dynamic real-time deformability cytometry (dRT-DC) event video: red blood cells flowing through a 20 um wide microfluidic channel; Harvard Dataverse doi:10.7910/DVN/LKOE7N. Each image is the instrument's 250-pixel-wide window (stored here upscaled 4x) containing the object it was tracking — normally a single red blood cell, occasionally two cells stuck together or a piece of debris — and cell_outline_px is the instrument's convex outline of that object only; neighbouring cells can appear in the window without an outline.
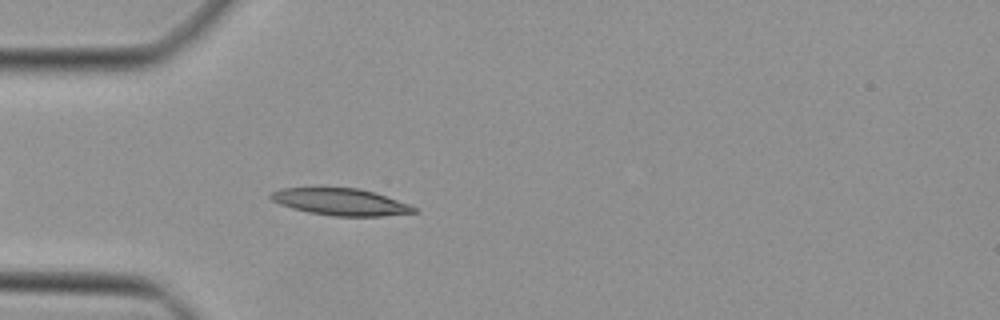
{"species": "Egyptian fruit bat (a non-hibernating species)", "species_latin": "Rousettus aegyptiacus", "temperature_condition": "cold", "stored_images_in_passage": 37, "camera_frame_rate_fps": 3000, "um_per_image_px": 0.085, "animal": {"sex": "female"}, "frame": {"image": 1, "passage_image": 4, "time_ms": 1.0, "image_size_px": [1000, 320], "cell_outline_px": [[416, 212], [380, 216], [332, 216], [308, 212], [292, 208], [280, 204], [272, 200], [268, 196], [272, 192], [280, 188], [360, 188], [412, 204], [416, 208]], "centroid_in_image_um": [28.96, 17.16], "position_along_channel_um": 56.0, "area_um2": 22.37}}
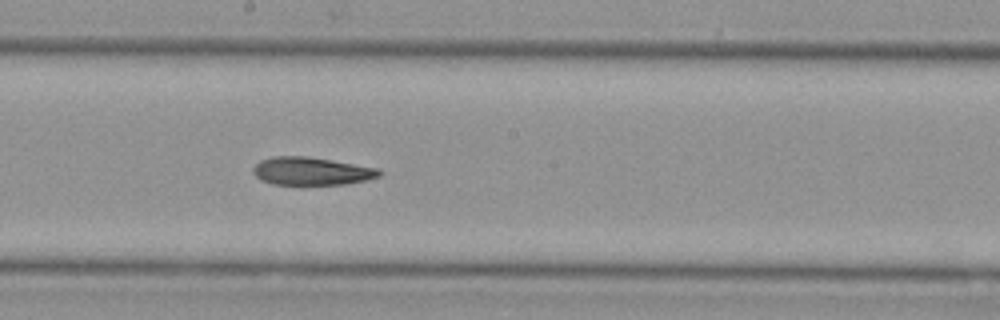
{"frame": {"image": 2, "passage_image": 16, "time_ms": 5.0, "image_size_px": [1000, 320], "cell_outline_px": [[380, 176], [368, 180], [348, 184], [272, 184], [260, 180], [252, 172], [252, 168], [260, 160], [272, 156], [308, 156], [376, 168], [380, 172]], "centroid_in_image_um": [26.43, 14.55], "position_along_channel_um": 221.8, "area_um2": 20.46}}
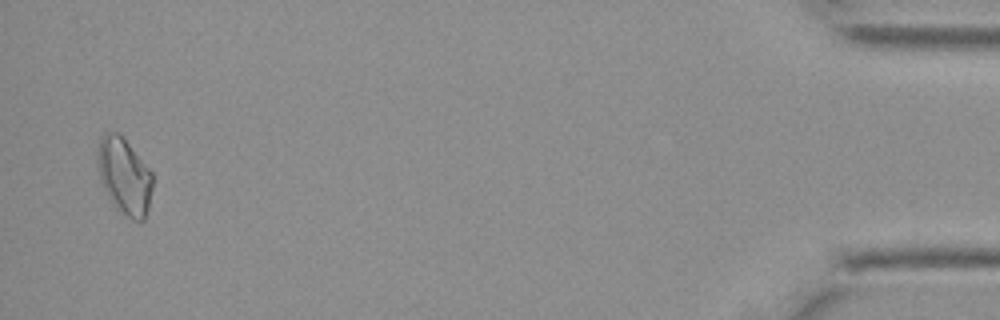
{"frame": {"image": 3, "passage_image": 36, "time_ms": 11.667, "image_size_px": [1000, 320], "cell_outline_px": [[152, 188], [148, 208], [144, 220], [132, 220], [124, 216], [112, 204], [100, 180], [96, 156], [96, 148], [100, 136], [104, 132], [116, 132], [128, 144], [152, 172]], "centroid_in_image_um": [10.53, 14.98], "position_along_channel_um": 424.7, "area_um2": 24.51}}